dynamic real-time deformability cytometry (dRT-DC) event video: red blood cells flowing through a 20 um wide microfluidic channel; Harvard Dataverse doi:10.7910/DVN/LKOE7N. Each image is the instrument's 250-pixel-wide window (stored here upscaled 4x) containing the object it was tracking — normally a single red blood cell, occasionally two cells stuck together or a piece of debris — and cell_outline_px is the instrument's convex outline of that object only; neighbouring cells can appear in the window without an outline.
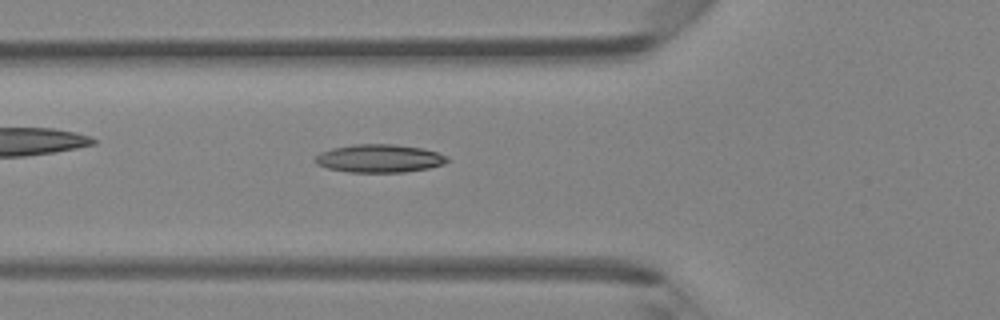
{"species": "Egyptian fruit bat (a non-hibernating species)", "species_latin": "Rousettus aegyptiacus", "temperature_condition": "room temperature", "stored_images_in_passage": 44, "camera_frame_rate_fps": 3000, "um_per_image_px": 0.085, "animal": {"sex": "female"}, "frame": {"image": 1, "passage_image": 16, "time_ms": 5.0, "image_size_px": [1000, 320], "cell_outline_px": [[452, 160], [444, 164], [428, 168], [404, 172], [348, 172], [328, 168], [316, 164], [312, 160], [320, 152], [332, 148], [356, 144], [392, 144], [420, 148], [436, 152], [448, 156]], "centroid_in_image_um": [32.24, 13.47], "position_along_channel_um": 93.6, "area_um2": 21.68}}
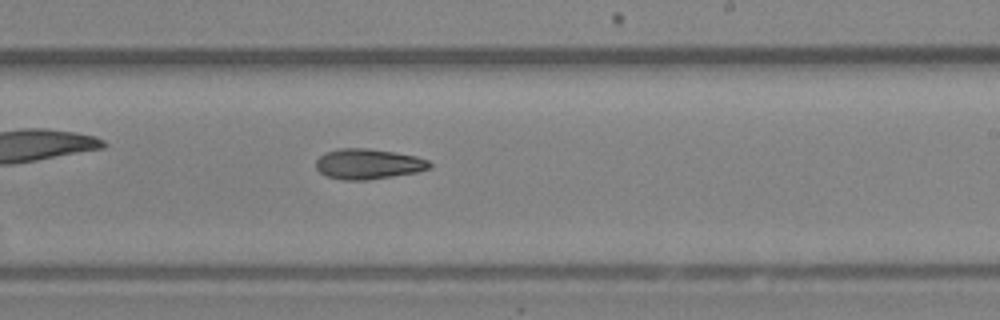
{"frame": {"image": 2, "passage_image": 27, "time_ms": 8.667, "image_size_px": [1000, 320], "cell_outline_px": [[432, 164], [428, 168], [416, 172], [368, 180], [344, 180], [324, 176], [316, 168], [316, 160], [320, 156], [328, 152], [340, 148], [368, 148], [416, 156], [428, 160]], "centroid_in_image_um": [31.27, 13.94], "position_along_channel_um": 257.7, "area_um2": 19.94}}
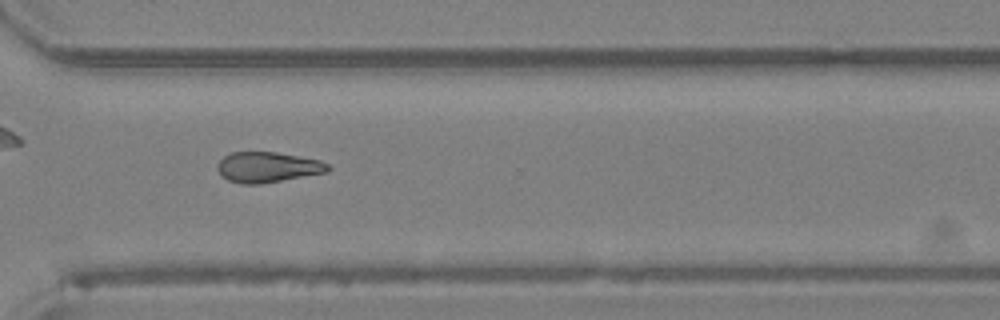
{"frame": {"image": 3, "passage_image": 33, "time_ms": 10.667, "image_size_px": [1000, 320], "cell_outline_px": [[332, 168], [328, 172], [260, 184], [240, 184], [228, 180], [216, 168], [220, 160], [224, 156], [232, 152], [276, 152], [320, 160], [328, 164]], "centroid_in_image_um": [22.77, 14.21], "position_along_channel_um": 347.8, "area_um2": 19.54}}